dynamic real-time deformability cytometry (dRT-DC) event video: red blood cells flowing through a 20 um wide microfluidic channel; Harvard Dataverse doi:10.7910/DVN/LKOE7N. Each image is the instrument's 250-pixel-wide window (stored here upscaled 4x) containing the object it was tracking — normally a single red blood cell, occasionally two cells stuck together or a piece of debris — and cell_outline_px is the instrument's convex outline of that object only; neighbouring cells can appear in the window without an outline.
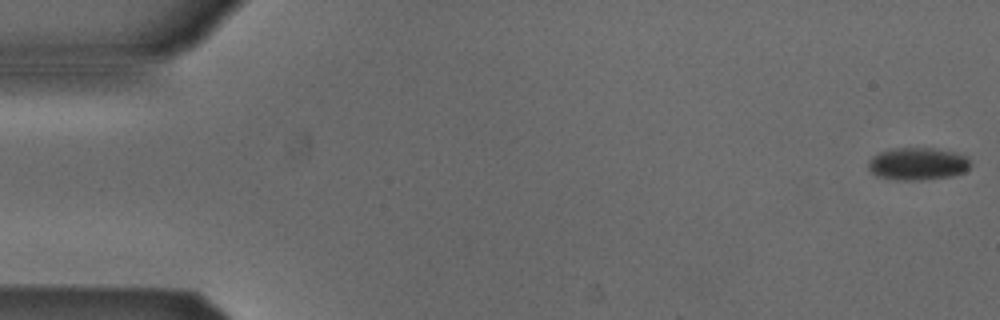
{"species": "Egyptian fruit bat (a non-hibernating species)", "species_latin": "Rousettus aegyptiacus", "temperature_condition": "cold", "stored_images_in_passage": 48, "camera_frame_rate_fps": 3000, "um_per_image_px": 0.085, "animal": {"sex": "male"}, "frame": {"image": 1, "passage_image": 1, "time_ms": 0.0, "image_size_px": [1000, 320], "cell_outline_px": [[972, 164], [964, 172], [952, 176], [920, 180], [896, 180], [876, 176], [868, 168], [868, 160], [872, 156], [880, 152], [892, 148], [936, 148], [956, 152], [968, 156]], "centroid_in_image_um": [78.02, 13.92], "position_along_channel_um": 7.0, "area_um2": 19.65}}
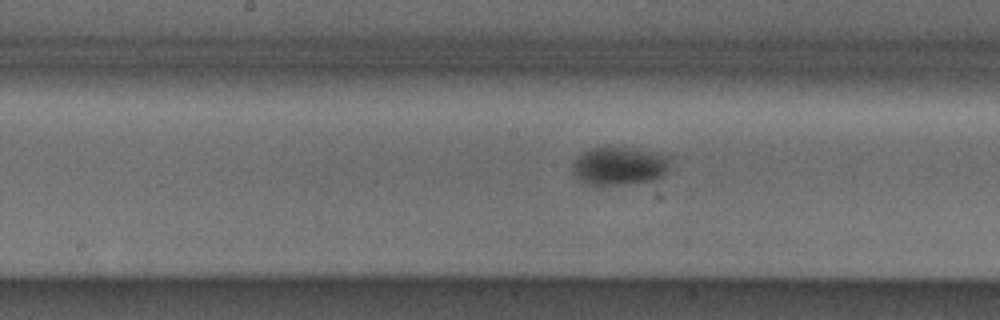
{"frame": {"image": 2, "passage_image": 27, "time_ms": 8.667, "image_size_px": [1000, 320], "cell_outline_px": [[668, 168], [664, 176], [652, 180], [620, 184], [592, 184], [580, 180], [572, 172], [572, 160], [576, 156], [592, 148], [628, 148], [652, 152], [668, 156]], "centroid_in_image_um": [52.6, 14.1], "position_along_channel_um": 195.6, "area_um2": 21.21}}
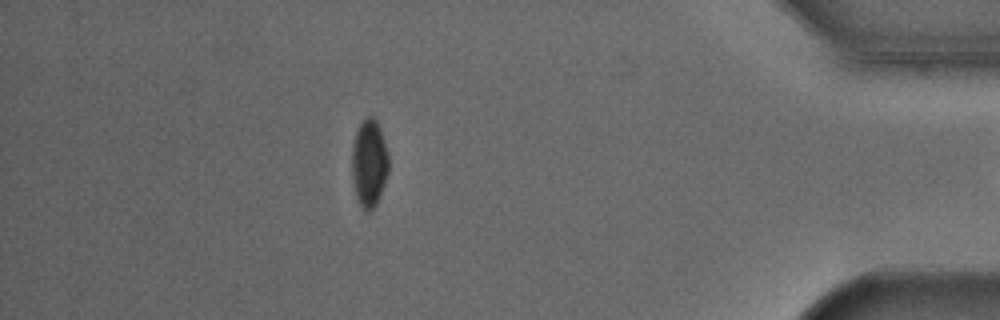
{"frame": {"image": 3, "passage_image": 47, "time_ms": 15.333, "image_size_px": [1000, 320], "cell_outline_px": [[388, 172], [380, 196], [376, 204], [368, 212], [364, 212], [356, 196], [352, 180], [352, 144], [356, 132], [360, 124], [368, 116], [376, 116], [380, 128], [388, 156]], "centroid_in_image_um": [31.37, 13.87], "position_along_channel_um": 403.8, "area_um2": 18.73}}